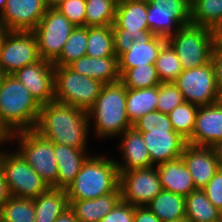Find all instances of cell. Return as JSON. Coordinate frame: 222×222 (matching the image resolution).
I'll use <instances>...</instances> for the list:
<instances>
[{
    "label": "cell",
    "mask_w": 222,
    "mask_h": 222,
    "mask_svg": "<svg viewBox=\"0 0 222 222\" xmlns=\"http://www.w3.org/2000/svg\"><path fill=\"white\" fill-rule=\"evenodd\" d=\"M167 38L155 34H140L131 48L118 57L120 76L127 70L143 64H155L158 53Z\"/></svg>",
    "instance_id": "20"
},
{
    "label": "cell",
    "mask_w": 222,
    "mask_h": 222,
    "mask_svg": "<svg viewBox=\"0 0 222 222\" xmlns=\"http://www.w3.org/2000/svg\"><path fill=\"white\" fill-rule=\"evenodd\" d=\"M8 141H11V138H0V145H3L4 143L7 144ZM0 150H1V146H0ZM2 153L3 151H0V158H1Z\"/></svg>",
    "instance_id": "50"
},
{
    "label": "cell",
    "mask_w": 222,
    "mask_h": 222,
    "mask_svg": "<svg viewBox=\"0 0 222 222\" xmlns=\"http://www.w3.org/2000/svg\"><path fill=\"white\" fill-rule=\"evenodd\" d=\"M86 55L90 57L116 56L112 25L87 27Z\"/></svg>",
    "instance_id": "30"
},
{
    "label": "cell",
    "mask_w": 222,
    "mask_h": 222,
    "mask_svg": "<svg viewBox=\"0 0 222 222\" xmlns=\"http://www.w3.org/2000/svg\"><path fill=\"white\" fill-rule=\"evenodd\" d=\"M35 222H54L70 208L66 189L49 187L33 199Z\"/></svg>",
    "instance_id": "26"
},
{
    "label": "cell",
    "mask_w": 222,
    "mask_h": 222,
    "mask_svg": "<svg viewBox=\"0 0 222 222\" xmlns=\"http://www.w3.org/2000/svg\"><path fill=\"white\" fill-rule=\"evenodd\" d=\"M0 167L10 196L34 199L49 188L17 151L3 152Z\"/></svg>",
    "instance_id": "10"
},
{
    "label": "cell",
    "mask_w": 222,
    "mask_h": 222,
    "mask_svg": "<svg viewBox=\"0 0 222 222\" xmlns=\"http://www.w3.org/2000/svg\"><path fill=\"white\" fill-rule=\"evenodd\" d=\"M3 32L2 26L0 24V44H1V33Z\"/></svg>",
    "instance_id": "55"
},
{
    "label": "cell",
    "mask_w": 222,
    "mask_h": 222,
    "mask_svg": "<svg viewBox=\"0 0 222 222\" xmlns=\"http://www.w3.org/2000/svg\"><path fill=\"white\" fill-rule=\"evenodd\" d=\"M120 137H122L120 150H122L125 163L115 161L119 172L151 167V158L142 133L131 127L125 130Z\"/></svg>",
    "instance_id": "21"
},
{
    "label": "cell",
    "mask_w": 222,
    "mask_h": 222,
    "mask_svg": "<svg viewBox=\"0 0 222 222\" xmlns=\"http://www.w3.org/2000/svg\"><path fill=\"white\" fill-rule=\"evenodd\" d=\"M135 206L121 200L100 222H133Z\"/></svg>",
    "instance_id": "41"
},
{
    "label": "cell",
    "mask_w": 222,
    "mask_h": 222,
    "mask_svg": "<svg viewBox=\"0 0 222 222\" xmlns=\"http://www.w3.org/2000/svg\"><path fill=\"white\" fill-rule=\"evenodd\" d=\"M156 166L119 172L122 200L135 207L147 206L163 189Z\"/></svg>",
    "instance_id": "15"
},
{
    "label": "cell",
    "mask_w": 222,
    "mask_h": 222,
    "mask_svg": "<svg viewBox=\"0 0 222 222\" xmlns=\"http://www.w3.org/2000/svg\"><path fill=\"white\" fill-rule=\"evenodd\" d=\"M156 168L164 191L186 197L196 189L192 175L181 157L158 164Z\"/></svg>",
    "instance_id": "22"
},
{
    "label": "cell",
    "mask_w": 222,
    "mask_h": 222,
    "mask_svg": "<svg viewBox=\"0 0 222 222\" xmlns=\"http://www.w3.org/2000/svg\"><path fill=\"white\" fill-rule=\"evenodd\" d=\"M41 105L13 75H4L0 84V122L10 134L32 130Z\"/></svg>",
    "instance_id": "2"
},
{
    "label": "cell",
    "mask_w": 222,
    "mask_h": 222,
    "mask_svg": "<svg viewBox=\"0 0 222 222\" xmlns=\"http://www.w3.org/2000/svg\"><path fill=\"white\" fill-rule=\"evenodd\" d=\"M185 219L188 222H220V211L203 189H195L185 197Z\"/></svg>",
    "instance_id": "27"
},
{
    "label": "cell",
    "mask_w": 222,
    "mask_h": 222,
    "mask_svg": "<svg viewBox=\"0 0 222 222\" xmlns=\"http://www.w3.org/2000/svg\"><path fill=\"white\" fill-rule=\"evenodd\" d=\"M167 222H188L186 219L181 220H173V221H167Z\"/></svg>",
    "instance_id": "54"
},
{
    "label": "cell",
    "mask_w": 222,
    "mask_h": 222,
    "mask_svg": "<svg viewBox=\"0 0 222 222\" xmlns=\"http://www.w3.org/2000/svg\"><path fill=\"white\" fill-rule=\"evenodd\" d=\"M220 222H222V210L220 211Z\"/></svg>",
    "instance_id": "56"
},
{
    "label": "cell",
    "mask_w": 222,
    "mask_h": 222,
    "mask_svg": "<svg viewBox=\"0 0 222 222\" xmlns=\"http://www.w3.org/2000/svg\"><path fill=\"white\" fill-rule=\"evenodd\" d=\"M181 158L192 175L196 189H203L220 168L212 146L186 143Z\"/></svg>",
    "instance_id": "18"
},
{
    "label": "cell",
    "mask_w": 222,
    "mask_h": 222,
    "mask_svg": "<svg viewBox=\"0 0 222 222\" xmlns=\"http://www.w3.org/2000/svg\"><path fill=\"white\" fill-rule=\"evenodd\" d=\"M122 200L120 186L112 193L87 200H69L79 222H100Z\"/></svg>",
    "instance_id": "24"
},
{
    "label": "cell",
    "mask_w": 222,
    "mask_h": 222,
    "mask_svg": "<svg viewBox=\"0 0 222 222\" xmlns=\"http://www.w3.org/2000/svg\"><path fill=\"white\" fill-rule=\"evenodd\" d=\"M212 149L214 150L215 156L218 159L220 168H222V139L217 141L213 146Z\"/></svg>",
    "instance_id": "47"
},
{
    "label": "cell",
    "mask_w": 222,
    "mask_h": 222,
    "mask_svg": "<svg viewBox=\"0 0 222 222\" xmlns=\"http://www.w3.org/2000/svg\"><path fill=\"white\" fill-rule=\"evenodd\" d=\"M191 24L210 28L222 20V0H191Z\"/></svg>",
    "instance_id": "35"
},
{
    "label": "cell",
    "mask_w": 222,
    "mask_h": 222,
    "mask_svg": "<svg viewBox=\"0 0 222 222\" xmlns=\"http://www.w3.org/2000/svg\"><path fill=\"white\" fill-rule=\"evenodd\" d=\"M183 102H185L184 96L174 82L160 83L158 85V104L156 110L168 114Z\"/></svg>",
    "instance_id": "38"
},
{
    "label": "cell",
    "mask_w": 222,
    "mask_h": 222,
    "mask_svg": "<svg viewBox=\"0 0 222 222\" xmlns=\"http://www.w3.org/2000/svg\"><path fill=\"white\" fill-rule=\"evenodd\" d=\"M211 63L215 72L218 89L222 87V49H212Z\"/></svg>",
    "instance_id": "42"
},
{
    "label": "cell",
    "mask_w": 222,
    "mask_h": 222,
    "mask_svg": "<svg viewBox=\"0 0 222 222\" xmlns=\"http://www.w3.org/2000/svg\"><path fill=\"white\" fill-rule=\"evenodd\" d=\"M66 0H44L45 5L47 8H56L59 6L61 3H63Z\"/></svg>",
    "instance_id": "48"
},
{
    "label": "cell",
    "mask_w": 222,
    "mask_h": 222,
    "mask_svg": "<svg viewBox=\"0 0 222 222\" xmlns=\"http://www.w3.org/2000/svg\"><path fill=\"white\" fill-rule=\"evenodd\" d=\"M167 42L176 51L183 69L201 67L211 61L212 40L206 26H182Z\"/></svg>",
    "instance_id": "9"
},
{
    "label": "cell",
    "mask_w": 222,
    "mask_h": 222,
    "mask_svg": "<svg viewBox=\"0 0 222 222\" xmlns=\"http://www.w3.org/2000/svg\"><path fill=\"white\" fill-rule=\"evenodd\" d=\"M90 123L83 109L53 100L41 105L33 130L52 143L87 151Z\"/></svg>",
    "instance_id": "1"
},
{
    "label": "cell",
    "mask_w": 222,
    "mask_h": 222,
    "mask_svg": "<svg viewBox=\"0 0 222 222\" xmlns=\"http://www.w3.org/2000/svg\"><path fill=\"white\" fill-rule=\"evenodd\" d=\"M16 137L19 141L17 152L39 174L48 187L57 188L58 166L54 143L33 129L11 134V141Z\"/></svg>",
    "instance_id": "8"
},
{
    "label": "cell",
    "mask_w": 222,
    "mask_h": 222,
    "mask_svg": "<svg viewBox=\"0 0 222 222\" xmlns=\"http://www.w3.org/2000/svg\"><path fill=\"white\" fill-rule=\"evenodd\" d=\"M2 222H35L33 199L10 196L0 209Z\"/></svg>",
    "instance_id": "33"
},
{
    "label": "cell",
    "mask_w": 222,
    "mask_h": 222,
    "mask_svg": "<svg viewBox=\"0 0 222 222\" xmlns=\"http://www.w3.org/2000/svg\"><path fill=\"white\" fill-rule=\"evenodd\" d=\"M9 198H10V193L4 178V174L0 167V209Z\"/></svg>",
    "instance_id": "45"
},
{
    "label": "cell",
    "mask_w": 222,
    "mask_h": 222,
    "mask_svg": "<svg viewBox=\"0 0 222 222\" xmlns=\"http://www.w3.org/2000/svg\"><path fill=\"white\" fill-rule=\"evenodd\" d=\"M47 9L44 0H6L0 24L3 31H33Z\"/></svg>",
    "instance_id": "16"
},
{
    "label": "cell",
    "mask_w": 222,
    "mask_h": 222,
    "mask_svg": "<svg viewBox=\"0 0 222 222\" xmlns=\"http://www.w3.org/2000/svg\"><path fill=\"white\" fill-rule=\"evenodd\" d=\"M40 104L54 100V64L40 59L13 74Z\"/></svg>",
    "instance_id": "17"
},
{
    "label": "cell",
    "mask_w": 222,
    "mask_h": 222,
    "mask_svg": "<svg viewBox=\"0 0 222 222\" xmlns=\"http://www.w3.org/2000/svg\"><path fill=\"white\" fill-rule=\"evenodd\" d=\"M75 27L85 26L86 0H66L56 7Z\"/></svg>",
    "instance_id": "39"
},
{
    "label": "cell",
    "mask_w": 222,
    "mask_h": 222,
    "mask_svg": "<svg viewBox=\"0 0 222 222\" xmlns=\"http://www.w3.org/2000/svg\"><path fill=\"white\" fill-rule=\"evenodd\" d=\"M199 106L183 102L168 113L174 131L186 141L192 136Z\"/></svg>",
    "instance_id": "37"
},
{
    "label": "cell",
    "mask_w": 222,
    "mask_h": 222,
    "mask_svg": "<svg viewBox=\"0 0 222 222\" xmlns=\"http://www.w3.org/2000/svg\"><path fill=\"white\" fill-rule=\"evenodd\" d=\"M209 201L219 211L222 210V168H219L213 178L203 188Z\"/></svg>",
    "instance_id": "40"
},
{
    "label": "cell",
    "mask_w": 222,
    "mask_h": 222,
    "mask_svg": "<svg viewBox=\"0 0 222 222\" xmlns=\"http://www.w3.org/2000/svg\"><path fill=\"white\" fill-rule=\"evenodd\" d=\"M75 26L56 8H48L32 31L41 59L54 62Z\"/></svg>",
    "instance_id": "11"
},
{
    "label": "cell",
    "mask_w": 222,
    "mask_h": 222,
    "mask_svg": "<svg viewBox=\"0 0 222 222\" xmlns=\"http://www.w3.org/2000/svg\"><path fill=\"white\" fill-rule=\"evenodd\" d=\"M184 100L197 106L218 102L219 89L211 61L201 67L184 69L174 81Z\"/></svg>",
    "instance_id": "14"
},
{
    "label": "cell",
    "mask_w": 222,
    "mask_h": 222,
    "mask_svg": "<svg viewBox=\"0 0 222 222\" xmlns=\"http://www.w3.org/2000/svg\"><path fill=\"white\" fill-rule=\"evenodd\" d=\"M87 27L76 26L64 44L60 56L53 62L54 66H68L86 55Z\"/></svg>",
    "instance_id": "31"
},
{
    "label": "cell",
    "mask_w": 222,
    "mask_h": 222,
    "mask_svg": "<svg viewBox=\"0 0 222 222\" xmlns=\"http://www.w3.org/2000/svg\"><path fill=\"white\" fill-rule=\"evenodd\" d=\"M133 222H161V220L147 207H135Z\"/></svg>",
    "instance_id": "43"
},
{
    "label": "cell",
    "mask_w": 222,
    "mask_h": 222,
    "mask_svg": "<svg viewBox=\"0 0 222 222\" xmlns=\"http://www.w3.org/2000/svg\"><path fill=\"white\" fill-rule=\"evenodd\" d=\"M155 68L161 83L174 82L184 70L176 51L168 42L160 49Z\"/></svg>",
    "instance_id": "34"
},
{
    "label": "cell",
    "mask_w": 222,
    "mask_h": 222,
    "mask_svg": "<svg viewBox=\"0 0 222 222\" xmlns=\"http://www.w3.org/2000/svg\"><path fill=\"white\" fill-rule=\"evenodd\" d=\"M220 139H222V105L216 102L199 106L192 136L186 142L198 146H213Z\"/></svg>",
    "instance_id": "19"
},
{
    "label": "cell",
    "mask_w": 222,
    "mask_h": 222,
    "mask_svg": "<svg viewBox=\"0 0 222 222\" xmlns=\"http://www.w3.org/2000/svg\"><path fill=\"white\" fill-rule=\"evenodd\" d=\"M54 222H79L74 212L68 208L64 213H62Z\"/></svg>",
    "instance_id": "46"
},
{
    "label": "cell",
    "mask_w": 222,
    "mask_h": 222,
    "mask_svg": "<svg viewBox=\"0 0 222 222\" xmlns=\"http://www.w3.org/2000/svg\"><path fill=\"white\" fill-rule=\"evenodd\" d=\"M132 127L142 133L151 166L181 157L187 142L174 131L168 114L151 111L136 120Z\"/></svg>",
    "instance_id": "3"
},
{
    "label": "cell",
    "mask_w": 222,
    "mask_h": 222,
    "mask_svg": "<svg viewBox=\"0 0 222 222\" xmlns=\"http://www.w3.org/2000/svg\"><path fill=\"white\" fill-rule=\"evenodd\" d=\"M68 67L104 85L120 81L117 56L90 57L85 55L69 64Z\"/></svg>",
    "instance_id": "23"
},
{
    "label": "cell",
    "mask_w": 222,
    "mask_h": 222,
    "mask_svg": "<svg viewBox=\"0 0 222 222\" xmlns=\"http://www.w3.org/2000/svg\"><path fill=\"white\" fill-rule=\"evenodd\" d=\"M120 175L114 159L91 156L82 165L66 192L69 200L95 199L114 192Z\"/></svg>",
    "instance_id": "5"
},
{
    "label": "cell",
    "mask_w": 222,
    "mask_h": 222,
    "mask_svg": "<svg viewBox=\"0 0 222 222\" xmlns=\"http://www.w3.org/2000/svg\"><path fill=\"white\" fill-rule=\"evenodd\" d=\"M54 153L58 166L57 188L67 189L90 154L59 143H54Z\"/></svg>",
    "instance_id": "25"
},
{
    "label": "cell",
    "mask_w": 222,
    "mask_h": 222,
    "mask_svg": "<svg viewBox=\"0 0 222 222\" xmlns=\"http://www.w3.org/2000/svg\"><path fill=\"white\" fill-rule=\"evenodd\" d=\"M158 86L144 89L127 88L126 112L133 124L140 117L157 109Z\"/></svg>",
    "instance_id": "28"
},
{
    "label": "cell",
    "mask_w": 222,
    "mask_h": 222,
    "mask_svg": "<svg viewBox=\"0 0 222 222\" xmlns=\"http://www.w3.org/2000/svg\"><path fill=\"white\" fill-rule=\"evenodd\" d=\"M147 0H122L117 3L112 24L117 57L128 51L140 34H154L147 21Z\"/></svg>",
    "instance_id": "7"
},
{
    "label": "cell",
    "mask_w": 222,
    "mask_h": 222,
    "mask_svg": "<svg viewBox=\"0 0 222 222\" xmlns=\"http://www.w3.org/2000/svg\"><path fill=\"white\" fill-rule=\"evenodd\" d=\"M212 48L222 49V20L213 24L210 28Z\"/></svg>",
    "instance_id": "44"
},
{
    "label": "cell",
    "mask_w": 222,
    "mask_h": 222,
    "mask_svg": "<svg viewBox=\"0 0 222 222\" xmlns=\"http://www.w3.org/2000/svg\"><path fill=\"white\" fill-rule=\"evenodd\" d=\"M4 72L2 71V69L0 68V84H1V81H2V79H3V77H4Z\"/></svg>",
    "instance_id": "53"
},
{
    "label": "cell",
    "mask_w": 222,
    "mask_h": 222,
    "mask_svg": "<svg viewBox=\"0 0 222 222\" xmlns=\"http://www.w3.org/2000/svg\"><path fill=\"white\" fill-rule=\"evenodd\" d=\"M120 81L130 89L151 88L161 83L155 64H143V66L127 69L120 76Z\"/></svg>",
    "instance_id": "36"
},
{
    "label": "cell",
    "mask_w": 222,
    "mask_h": 222,
    "mask_svg": "<svg viewBox=\"0 0 222 222\" xmlns=\"http://www.w3.org/2000/svg\"><path fill=\"white\" fill-rule=\"evenodd\" d=\"M127 88L121 81L105 84L94 105L87 111L94 120L95 135L100 138L121 135L132 127L126 112Z\"/></svg>",
    "instance_id": "4"
},
{
    "label": "cell",
    "mask_w": 222,
    "mask_h": 222,
    "mask_svg": "<svg viewBox=\"0 0 222 222\" xmlns=\"http://www.w3.org/2000/svg\"><path fill=\"white\" fill-rule=\"evenodd\" d=\"M218 102L222 105V87L219 89Z\"/></svg>",
    "instance_id": "52"
},
{
    "label": "cell",
    "mask_w": 222,
    "mask_h": 222,
    "mask_svg": "<svg viewBox=\"0 0 222 222\" xmlns=\"http://www.w3.org/2000/svg\"><path fill=\"white\" fill-rule=\"evenodd\" d=\"M41 58L32 31H3L0 44V68L5 75L14 74Z\"/></svg>",
    "instance_id": "12"
},
{
    "label": "cell",
    "mask_w": 222,
    "mask_h": 222,
    "mask_svg": "<svg viewBox=\"0 0 222 222\" xmlns=\"http://www.w3.org/2000/svg\"><path fill=\"white\" fill-rule=\"evenodd\" d=\"M5 4H6V0H0V15L2 14L3 12V9L5 7Z\"/></svg>",
    "instance_id": "51"
},
{
    "label": "cell",
    "mask_w": 222,
    "mask_h": 222,
    "mask_svg": "<svg viewBox=\"0 0 222 222\" xmlns=\"http://www.w3.org/2000/svg\"><path fill=\"white\" fill-rule=\"evenodd\" d=\"M147 207L161 222L185 219V197L162 190Z\"/></svg>",
    "instance_id": "29"
},
{
    "label": "cell",
    "mask_w": 222,
    "mask_h": 222,
    "mask_svg": "<svg viewBox=\"0 0 222 222\" xmlns=\"http://www.w3.org/2000/svg\"><path fill=\"white\" fill-rule=\"evenodd\" d=\"M0 138H11V134L0 122Z\"/></svg>",
    "instance_id": "49"
},
{
    "label": "cell",
    "mask_w": 222,
    "mask_h": 222,
    "mask_svg": "<svg viewBox=\"0 0 222 222\" xmlns=\"http://www.w3.org/2000/svg\"><path fill=\"white\" fill-rule=\"evenodd\" d=\"M104 84L68 66H54V100L88 111Z\"/></svg>",
    "instance_id": "6"
},
{
    "label": "cell",
    "mask_w": 222,
    "mask_h": 222,
    "mask_svg": "<svg viewBox=\"0 0 222 222\" xmlns=\"http://www.w3.org/2000/svg\"><path fill=\"white\" fill-rule=\"evenodd\" d=\"M115 0H86L85 26L112 25L117 9Z\"/></svg>",
    "instance_id": "32"
},
{
    "label": "cell",
    "mask_w": 222,
    "mask_h": 222,
    "mask_svg": "<svg viewBox=\"0 0 222 222\" xmlns=\"http://www.w3.org/2000/svg\"><path fill=\"white\" fill-rule=\"evenodd\" d=\"M147 12L149 30L165 38L191 24L190 0H147Z\"/></svg>",
    "instance_id": "13"
}]
</instances>
